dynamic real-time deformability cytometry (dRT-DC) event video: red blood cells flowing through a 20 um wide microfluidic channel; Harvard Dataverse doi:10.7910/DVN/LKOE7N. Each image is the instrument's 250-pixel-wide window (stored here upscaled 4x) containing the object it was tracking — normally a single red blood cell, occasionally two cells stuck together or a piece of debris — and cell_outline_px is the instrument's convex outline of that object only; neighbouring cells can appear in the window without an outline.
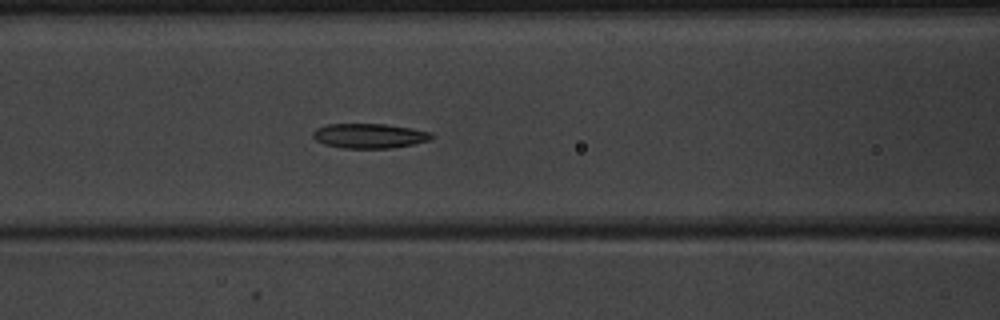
{"species": "common noctule bat (a hibernating species)", "species_latin": "Nyctalus noctula", "temperature_condition": "warm", "stored_images_in_passage": 51, "camera_frame_rate_fps": 3000, "um_per_image_px": 0.085, "animal": {"sex": "male", "body_mass_g": 20.1, "forearm_length_mm": 53.5}, "frame": {"image": 1, "passage_image": 22, "time_ms": 7.0, "image_size_px": [1000, 320], "cell_outline_px": [[436, 136], [432, 140], [412, 144], [388, 148], [344, 148], [324, 144], [316, 140], [312, 136], [312, 132], [316, 128], [324, 124], [384, 124], [412, 128], [432, 132]], "centroid_in_image_um": [31.41, 11.54], "position_along_channel_um": 135.2, "area_um2": 17.22}}
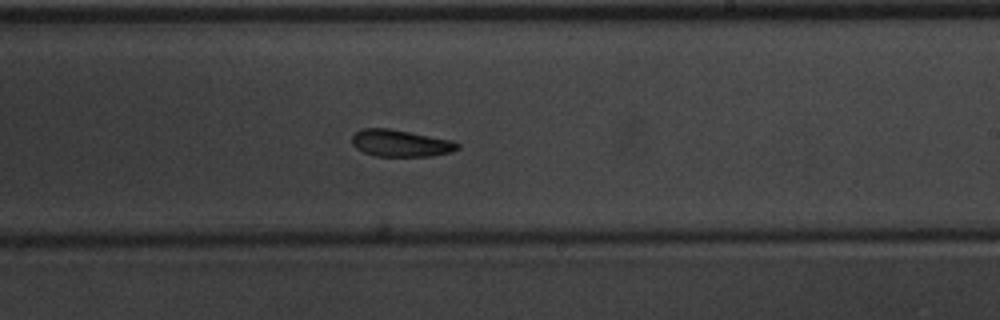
{"frame": {"image": 2, "passage_image": 31, "time_ms": 10.0, "image_size_px": [1000, 320], "cell_outline_px": [[460, 148], [448, 152], [432, 156], [376, 156], [364, 152], [356, 148], [352, 144], [352, 136], [356, 132], [364, 128], [388, 128], [452, 140], [460, 144]], "centroid_in_image_um": [34.04, 12.17], "position_along_channel_um": 255.0, "area_um2": 16.42}}
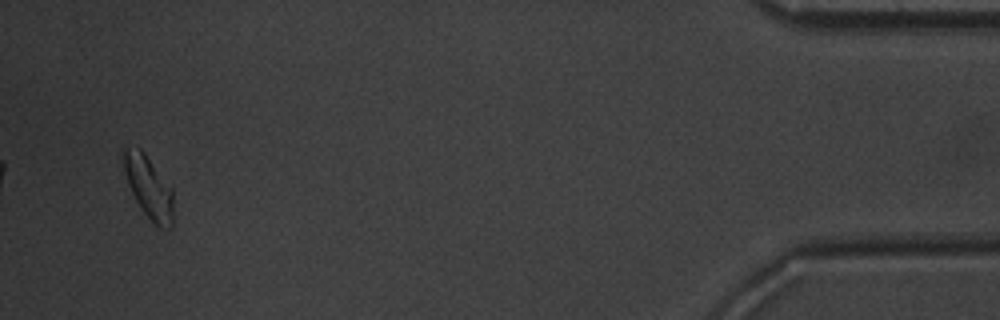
{"frame": {"image": 3, "passage_image": 49, "time_ms": 16.0, "image_size_px": [1000, 320], "cell_outline_px": [[172, 228], [160, 228], [140, 208], [128, 184], [120, 152], [120, 148], [140, 148], [144, 152], [172, 188]], "centroid_in_image_um": [12.61, 15.86], "position_along_channel_um": 422.6, "area_um2": 17.86}, "authors_computed_cell_mechanics": {"area_um2": 17.8024, "velocity_mm_per_s": 3.9942, "shape_relaxation_time_tau1_ms": 2.9757, "shape_relaxation_time_tau2_ms": 6.3187, "deformation_change_tau1": 0.0945, "deformation_change_tau2": 0.1334}}